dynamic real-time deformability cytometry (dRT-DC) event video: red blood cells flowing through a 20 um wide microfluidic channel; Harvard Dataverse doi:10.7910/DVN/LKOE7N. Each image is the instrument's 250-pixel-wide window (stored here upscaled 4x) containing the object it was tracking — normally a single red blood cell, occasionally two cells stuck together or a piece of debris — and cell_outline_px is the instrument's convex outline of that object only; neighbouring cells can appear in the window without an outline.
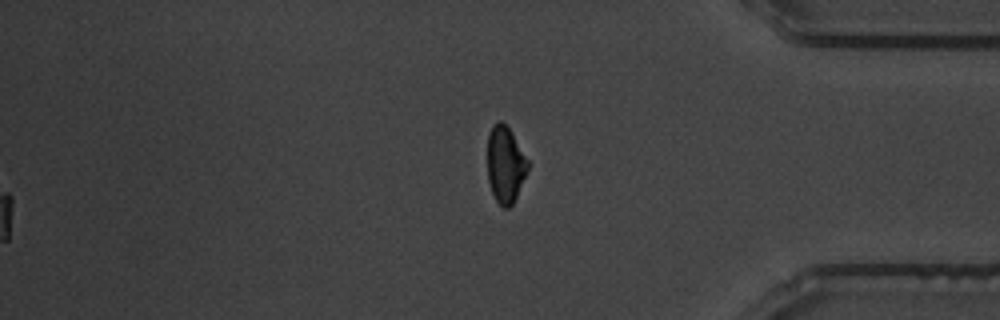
{"species": "common noctule bat (a hibernating species)", "species_latin": "Nyctalus noctula", "temperature_condition": "warm", "stored_images_in_passage": 61, "segment_of_instrument_passage": [2, 2], "camera_frame_rate_fps": 3000, "um_per_image_px": 0.085, "animal": {"sex": "male", "body_mass_g": 19.5, "forearm_length_mm": 54.6}, "frame": {"image": 1, "passage_image": 61, "time_ms": 20.0, "image_size_px": [1000, 320], "cell_outline_px": [[528, 172], [512, 204], [508, 208], [504, 208], [496, 200], [492, 192], [488, 180], [488, 132], [492, 124], [496, 120], [500, 120], [508, 128], [528, 160]], "centroid_in_image_um": [42.94, 13.97], "position_along_channel_um": 392.3, "area_um2": 17.86}}